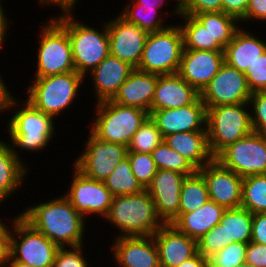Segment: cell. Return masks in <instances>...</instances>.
Here are the masks:
<instances>
[{"instance_id": "6da1fadb", "label": "cell", "mask_w": 266, "mask_h": 267, "mask_svg": "<svg viewBox=\"0 0 266 267\" xmlns=\"http://www.w3.org/2000/svg\"><path fill=\"white\" fill-rule=\"evenodd\" d=\"M19 215L60 248L84 245L86 219L64 195L26 207Z\"/></svg>"}, {"instance_id": "7a4b0ae2", "label": "cell", "mask_w": 266, "mask_h": 267, "mask_svg": "<svg viewBox=\"0 0 266 267\" xmlns=\"http://www.w3.org/2000/svg\"><path fill=\"white\" fill-rule=\"evenodd\" d=\"M75 6L76 4L55 5L61 13L54 16V19L68 33L75 71L86 77L110 54L109 34L106 22L102 23V29L99 30L76 20L73 16Z\"/></svg>"}, {"instance_id": "3957f363", "label": "cell", "mask_w": 266, "mask_h": 267, "mask_svg": "<svg viewBox=\"0 0 266 267\" xmlns=\"http://www.w3.org/2000/svg\"><path fill=\"white\" fill-rule=\"evenodd\" d=\"M20 99L19 101L11 95L7 103V111L10 113L12 109L13 115H10L7 123V132L9 134L11 142L9 143L12 147L13 153L21 158V154L18 151L24 150L28 152H37L45 150L49 143H52L55 131V122L52 116H49L42 111L36 109L27 100ZM22 103V104H21ZM21 104V105H20ZM23 106V107H21ZM19 152V153H18Z\"/></svg>"}, {"instance_id": "277c9868", "label": "cell", "mask_w": 266, "mask_h": 267, "mask_svg": "<svg viewBox=\"0 0 266 267\" xmlns=\"http://www.w3.org/2000/svg\"><path fill=\"white\" fill-rule=\"evenodd\" d=\"M106 222L117 231L113 238L123 236H153L164 225L147 190L131 195L113 196Z\"/></svg>"}, {"instance_id": "5b68a950", "label": "cell", "mask_w": 266, "mask_h": 267, "mask_svg": "<svg viewBox=\"0 0 266 267\" xmlns=\"http://www.w3.org/2000/svg\"><path fill=\"white\" fill-rule=\"evenodd\" d=\"M95 103L96 117L89 131L105 142L128 147L133 135L149 117L143 109L123 106L110 99Z\"/></svg>"}, {"instance_id": "8992f818", "label": "cell", "mask_w": 266, "mask_h": 267, "mask_svg": "<svg viewBox=\"0 0 266 267\" xmlns=\"http://www.w3.org/2000/svg\"><path fill=\"white\" fill-rule=\"evenodd\" d=\"M33 78V84L28 85V97L25 99L53 118L71 107L85 81V77L76 71Z\"/></svg>"}, {"instance_id": "52a82bcc", "label": "cell", "mask_w": 266, "mask_h": 267, "mask_svg": "<svg viewBox=\"0 0 266 267\" xmlns=\"http://www.w3.org/2000/svg\"><path fill=\"white\" fill-rule=\"evenodd\" d=\"M249 109V103L207 108V140L214 158L228 145L253 132Z\"/></svg>"}, {"instance_id": "ba28073f", "label": "cell", "mask_w": 266, "mask_h": 267, "mask_svg": "<svg viewBox=\"0 0 266 267\" xmlns=\"http://www.w3.org/2000/svg\"><path fill=\"white\" fill-rule=\"evenodd\" d=\"M183 49L181 28L172 23L164 30L148 34L136 69L158 75L177 73Z\"/></svg>"}, {"instance_id": "9c48e42d", "label": "cell", "mask_w": 266, "mask_h": 267, "mask_svg": "<svg viewBox=\"0 0 266 267\" xmlns=\"http://www.w3.org/2000/svg\"><path fill=\"white\" fill-rule=\"evenodd\" d=\"M34 77H46L75 71L67 31L54 19L41 27Z\"/></svg>"}, {"instance_id": "30bf717a", "label": "cell", "mask_w": 266, "mask_h": 267, "mask_svg": "<svg viewBox=\"0 0 266 267\" xmlns=\"http://www.w3.org/2000/svg\"><path fill=\"white\" fill-rule=\"evenodd\" d=\"M16 216L10 222L9 256L32 267H52L60 247Z\"/></svg>"}, {"instance_id": "8fae6325", "label": "cell", "mask_w": 266, "mask_h": 267, "mask_svg": "<svg viewBox=\"0 0 266 267\" xmlns=\"http://www.w3.org/2000/svg\"><path fill=\"white\" fill-rule=\"evenodd\" d=\"M215 159L241 177L266 174V135L252 132L228 145Z\"/></svg>"}, {"instance_id": "7c38bea8", "label": "cell", "mask_w": 266, "mask_h": 267, "mask_svg": "<svg viewBox=\"0 0 266 267\" xmlns=\"http://www.w3.org/2000/svg\"><path fill=\"white\" fill-rule=\"evenodd\" d=\"M84 145V150L72 164L83 175L93 180L103 182L127 157L126 146L102 141L90 131Z\"/></svg>"}, {"instance_id": "4fadbf2b", "label": "cell", "mask_w": 266, "mask_h": 267, "mask_svg": "<svg viewBox=\"0 0 266 267\" xmlns=\"http://www.w3.org/2000/svg\"><path fill=\"white\" fill-rule=\"evenodd\" d=\"M70 187L63 195L85 219L88 216L104 218L112 204L113 194L104 182L90 179L73 166Z\"/></svg>"}, {"instance_id": "5bb4252c", "label": "cell", "mask_w": 266, "mask_h": 267, "mask_svg": "<svg viewBox=\"0 0 266 267\" xmlns=\"http://www.w3.org/2000/svg\"><path fill=\"white\" fill-rule=\"evenodd\" d=\"M251 95L245 74L225 62L200 93L206 108L249 103Z\"/></svg>"}, {"instance_id": "9a60e30c", "label": "cell", "mask_w": 266, "mask_h": 267, "mask_svg": "<svg viewBox=\"0 0 266 267\" xmlns=\"http://www.w3.org/2000/svg\"><path fill=\"white\" fill-rule=\"evenodd\" d=\"M109 20L106 21V26L110 55L137 68L149 33L128 22L121 15Z\"/></svg>"}, {"instance_id": "2e32d148", "label": "cell", "mask_w": 266, "mask_h": 267, "mask_svg": "<svg viewBox=\"0 0 266 267\" xmlns=\"http://www.w3.org/2000/svg\"><path fill=\"white\" fill-rule=\"evenodd\" d=\"M198 171L206 181L211 201L225 209L241 206L243 177L224 167L215 158Z\"/></svg>"}, {"instance_id": "e0dca14e", "label": "cell", "mask_w": 266, "mask_h": 267, "mask_svg": "<svg viewBox=\"0 0 266 267\" xmlns=\"http://www.w3.org/2000/svg\"><path fill=\"white\" fill-rule=\"evenodd\" d=\"M163 137L178 132L207 131V108L199 97L193 104L175 109H159L149 112Z\"/></svg>"}, {"instance_id": "ac0fdd59", "label": "cell", "mask_w": 266, "mask_h": 267, "mask_svg": "<svg viewBox=\"0 0 266 267\" xmlns=\"http://www.w3.org/2000/svg\"><path fill=\"white\" fill-rule=\"evenodd\" d=\"M185 177L176 171L158 169L146 188L164 224H171L179 216V198Z\"/></svg>"}, {"instance_id": "d6986e66", "label": "cell", "mask_w": 266, "mask_h": 267, "mask_svg": "<svg viewBox=\"0 0 266 267\" xmlns=\"http://www.w3.org/2000/svg\"><path fill=\"white\" fill-rule=\"evenodd\" d=\"M224 62V51L183 49L177 73L201 93Z\"/></svg>"}, {"instance_id": "ffe728a7", "label": "cell", "mask_w": 266, "mask_h": 267, "mask_svg": "<svg viewBox=\"0 0 266 267\" xmlns=\"http://www.w3.org/2000/svg\"><path fill=\"white\" fill-rule=\"evenodd\" d=\"M111 251L119 267H160L153 236H123L113 239Z\"/></svg>"}, {"instance_id": "44dd1931", "label": "cell", "mask_w": 266, "mask_h": 267, "mask_svg": "<svg viewBox=\"0 0 266 267\" xmlns=\"http://www.w3.org/2000/svg\"><path fill=\"white\" fill-rule=\"evenodd\" d=\"M160 267H177L198 252L195 239L180 232L172 224H164L153 234Z\"/></svg>"}, {"instance_id": "7402d4cb", "label": "cell", "mask_w": 266, "mask_h": 267, "mask_svg": "<svg viewBox=\"0 0 266 267\" xmlns=\"http://www.w3.org/2000/svg\"><path fill=\"white\" fill-rule=\"evenodd\" d=\"M200 93L178 73L158 75L151 111L193 104Z\"/></svg>"}, {"instance_id": "603a6c76", "label": "cell", "mask_w": 266, "mask_h": 267, "mask_svg": "<svg viewBox=\"0 0 266 267\" xmlns=\"http://www.w3.org/2000/svg\"><path fill=\"white\" fill-rule=\"evenodd\" d=\"M157 80L158 74L135 68L110 100L123 106L137 107L149 113Z\"/></svg>"}, {"instance_id": "cb8c5ba5", "label": "cell", "mask_w": 266, "mask_h": 267, "mask_svg": "<svg viewBox=\"0 0 266 267\" xmlns=\"http://www.w3.org/2000/svg\"><path fill=\"white\" fill-rule=\"evenodd\" d=\"M134 69L127 62L109 54L88 73L91 75L96 102L111 99Z\"/></svg>"}, {"instance_id": "d4e9b609", "label": "cell", "mask_w": 266, "mask_h": 267, "mask_svg": "<svg viewBox=\"0 0 266 267\" xmlns=\"http://www.w3.org/2000/svg\"><path fill=\"white\" fill-rule=\"evenodd\" d=\"M240 27L232 41L224 48V61L229 66L244 73L248 66L266 51V42Z\"/></svg>"}, {"instance_id": "484cf974", "label": "cell", "mask_w": 266, "mask_h": 267, "mask_svg": "<svg viewBox=\"0 0 266 267\" xmlns=\"http://www.w3.org/2000/svg\"><path fill=\"white\" fill-rule=\"evenodd\" d=\"M225 210L224 207L209 200L196 211L179 213V216L171 224L183 234L198 241L211 228L220 223Z\"/></svg>"}, {"instance_id": "4316f807", "label": "cell", "mask_w": 266, "mask_h": 267, "mask_svg": "<svg viewBox=\"0 0 266 267\" xmlns=\"http://www.w3.org/2000/svg\"><path fill=\"white\" fill-rule=\"evenodd\" d=\"M164 142L197 170L214 158L208 147L207 131L178 132L164 137Z\"/></svg>"}, {"instance_id": "83f0119b", "label": "cell", "mask_w": 266, "mask_h": 267, "mask_svg": "<svg viewBox=\"0 0 266 267\" xmlns=\"http://www.w3.org/2000/svg\"><path fill=\"white\" fill-rule=\"evenodd\" d=\"M4 141V142H3ZM25 164V165H24ZM28 163H24L5 140H0V203H4L19 190L26 179ZM4 201V202H3Z\"/></svg>"}, {"instance_id": "f1b7e54d", "label": "cell", "mask_w": 266, "mask_h": 267, "mask_svg": "<svg viewBox=\"0 0 266 267\" xmlns=\"http://www.w3.org/2000/svg\"><path fill=\"white\" fill-rule=\"evenodd\" d=\"M193 16L211 35L212 51H224V48L232 41L235 32L242 25L238 26L240 22L223 11L199 13Z\"/></svg>"}, {"instance_id": "f546056e", "label": "cell", "mask_w": 266, "mask_h": 267, "mask_svg": "<svg viewBox=\"0 0 266 267\" xmlns=\"http://www.w3.org/2000/svg\"><path fill=\"white\" fill-rule=\"evenodd\" d=\"M252 221L253 214L242 207L226 209L220 220L223 226V243H249L252 238Z\"/></svg>"}, {"instance_id": "4dcf8cb0", "label": "cell", "mask_w": 266, "mask_h": 267, "mask_svg": "<svg viewBox=\"0 0 266 267\" xmlns=\"http://www.w3.org/2000/svg\"><path fill=\"white\" fill-rule=\"evenodd\" d=\"M124 8L118 15L120 14L128 22L139 26L148 33L158 32L170 26L165 23L167 22L165 21L166 14L163 15V10L159 13L160 10L155 6L136 4L131 0Z\"/></svg>"}, {"instance_id": "1f68e13d", "label": "cell", "mask_w": 266, "mask_h": 267, "mask_svg": "<svg viewBox=\"0 0 266 267\" xmlns=\"http://www.w3.org/2000/svg\"><path fill=\"white\" fill-rule=\"evenodd\" d=\"M210 200L206 181L197 170L194 174L186 176L179 198V213L196 211Z\"/></svg>"}, {"instance_id": "d6a6232c", "label": "cell", "mask_w": 266, "mask_h": 267, "mask_svg": "<svg viewBox=\"0 0 266 267\" xmlns=\"http://www.w3.org/2000/svg\"><path fill=\"white\" fill-rule=\"evenodd\" d=\"M240 207L252 214L266 213V174L243 177Z\"/></svg>"}, {"instance_id": "836d02e7", "label": "cell", "mask_w": 266, "mask_h": 267, "mask_svg": "<svg viewBox=\"0 0 266 267\" xmlns=\"http://www.w3.org/2000/svg\"><path fill=\"white\" fill-rule=\"evenodd\" d=\"M103 182L113 196L137 194L145 190L132 173L128 157Z\"/></svg>"}, {"instance_id": "e575fe53", "label": "cell", "mask_w": 266, "mask_h": 267, "mask_svg": "<svg viewBox=\"0 0 266 267\" xmlns=\"http://www.w3.org/2000/svg\"><path fill=\"white\" fill-rule=\"evenodd\" d=\"M178 18L183 19L179 26L183 34L184 49L212 51L211 35L194 16L180 14Z\"/></svg>"}, {"instance_id": "d590c367", "label": "cell", "mask_w": 266, "mask_h": 267, "mask_svg": "<svg viewBox=\"0 0 266 267\" xmlns=\"http://www.w3.org/2000/svg\"><path fill=\"white\" fill-rule=\"evenodd\" d=\"M151 156L157 169L176 171L185 176L192 175L197 171L190 162L171 149L164 141L151 152Z\"/></svg>"}, {"instance_id": "8d00e7d4", "label": "cell", "mask_w": 266, "mask_h": 267, "mask_svg": "<svg viewBox=\"0 0 266 267\" xmlns=\"http://www.w3.org/2000/svg\"><path fill=\"white\" fill-rule=\"evenodd\" d=\"M163 141L162 133L151 118L148 117L133 135L127 147L128 152L151 153Z\"/></svg>"}, {"instance_id": "74e56055", "label": "cell", "mask_w": 266, "mask_h": 267, "mask_svg": "<svg viewBox=\"0 0 266 267\" xmlns=\"http://www.w3.org/2000/svg\"><path fill=\"white\" fill-rule=\"evenodd\" d=\"M248 243L232 242L207 258L208 267H239L246 260Z\"/></svg>"}, {"instance_id": "f35d334b", "label": "cell", "mask_w": 266, "mask_h": 267, "mask_svg": "<svg viewBox=\"0 0 266 267\" xmlns=\"http://www.w3.org/2000/svg\"><path fill=\"white\" fill-rule=\"evenodd\" d=\"M127 157L130 161L132 173L141 186L146 189L158 170L151 153L127 152Z\"/></svg>"}, {"instance_id": "ab89813d", "label": "cell", "mask_w": 266, "mask_h": 267, "mask_svg": "<svg viewBox=\"0 0 266 267\" xmlns=\"http://www.w3.org/2000/svg\"><path fill=\"white\" fill-rule=\"evenodd\" d=\"M249 105L253 132L266 135V91L253 92Z\"/></svg>"}, {"instance_id": "60d3db41", "label": "cell", "mask_w": 266, "mask_h": 267, "mask_svg": "<svg viewBox=\"0 0 266 267\" xmlns=\"http://www.w3.org/2000/svg\"><path fill=\"white\" fill-rule=\"evenodd\" d=\"M250 91H266V51L244 72Z\"/></svg>"}, {"instance_id": "b9f144b4", "label": "cell", "mask_w": 266, "mask_h": 267, "mask_svg": "<svg viewBox=\"0 0 266 267\" xmlns=\"http://www.w3.org/2000/svg\"><path fill=\"white\" fill-rule=\"evenodd\" d=\"M223 242V226L219 223L197 241L198 252L207 259L226 246Z\"/></svg>"}, {"instance_id": "7bdbcfd3", "label": "cell", "mask_w": 266, "mask_h": 267, "mask_svg": "<svg viewBox=\"0 0 266 267\" xmlns=\"http://www.w3.org/2000/svg\"><path fill=\"white\" fill-rule=\"evenodd\" d=\"M84 245L78 247L60 248L56 254L52 267H89L84 256Z\"/></svg>"}, {"instance_id": "ee69618b", "label": "cell", "mask_w": 266, "mask_h": 267, "mask_svg": "<svg viewBox=\"0 0 266 267\" xmlns=\"http://www.w3.org/2000/svg\"><path fill=\"white\" fill-rule=\"evenodd\" d=\"M206 12H222V0H180V13L195 15Z\"/></svg>"}, {"instance_id": "f6af8a7d", "label": "cell", "mask_w": 266, "mask_h": 267, "mask_svg": "<svg viewBox=\"0 0 266 267\" xmlns=\"http://www.w3.org/2000/svg\"><path fill=\"white\" fill-rule=\"evenodd\" d=\"M246 262L255 267H266V245L249 242L246 248Z\"/></svg>"}, {"instance_id": "bcb514c9", "label": "cell", "mask_w": 266, "mask_h": 267, "mask_svg": "<svg viewBox=\"0 0 266 267\" xmlns=\"http://www.w3.org/2000/svg\"><path fill=\"white\" fill-rule=\"evenodd\" d=\"M266 20V0H249L245 16L239 21L251 22L253 20Z\"/></svg>"}, {"instance_id": "7dc6e473", "label": "cell", "mask_w": 266, "mask_h": 267, "mask_svg": "<svg viewBox=\"0 0 266 267\" xmlns=\"http://www.w3.org/2000/svg\"><path fill=\"white\" fill-rule=\"evenodd\" d=\"M251 242L266 245V213L253 214Z\"/></svg>"}, {"instance_id": "c3c4849f", "label": "cell", "mask_w": 266, "mask_h": 267, "mask_svg": "<svg viewBox=\"0 0 266 267\" xmlns=\"http://www.w3.org/2000/svg\"><path fill=\"white\" fill-rule=\"evenodd\" d=\"M249 0H222V11L240 21L246 14Z\"/></svg>"}, {"instance_id": "681fc988", "label": "cell", "mask_w": 266, "mask_h": 267, "mask_svg": "<svg viewBox=\"0 0 266 267\" xmlns=\"http://www.w3.org/2000/svg\"><path fill=\"white\" fill-rule=\"evenodd\" d=\"M2 3L3 2H1V0H0V51L2 48H4L2 46L5 43V40H6L5 38L8 36L7 31L10 30L9 27H11L9 25L10 24L9 23V17H7L8 15L6 14V11H5Z\"/></svg>"}, {"instance_id": "f907efd6", "label": "cell", "mask_w": 266, "mask_h": 267, "mask_svg": "<svg viewBox=\"0 0 266 267\" xmlns=\"http://www.w3.org/2000/svg\"><path fill=\"white\" fill-rule=\"evenodd\" d=\"M136 4H141V5H149V6H155V8L161 10L160 8L162 7L163 8V5L166 3L169 2L168 0H133ZM176 3L174 4V10L172 9V14L170 15H173L174 16H180V0H174ZM173 2V0H172Z\"/></svg>"}, {"instance_id": "816d5d0a", "label": "cell", "mask_w": 266, "mask_h": 267, "mask_svg": "<svg viewBox=\"0 0 266 267\" xmlns=\"http://www.w3.org/2000/svg\"><path fill=\"white\" fill-rule=\"evenodd\" d=\"M10 89H8V86H6L5 80L3 81V78L0 74V113L7 111V103L8 99L11 96Z\"/></svg>"}, {"instance_id": "f5cc1de1", "label": "cell", "mask_w": 266, "mask_h": 267, "mask_svg": "<svg viewBox=\"0 0 266 267\" xmlns=\"http://www.w3.org/2000/svg\"><path fill=\"white\" fill-rule=\"evenodd\" d=\"M177 267H208L207 266V259L197 252L193 257L185 260Z\"/></svg>"}, {"instance_id": "db71d44e", "label": "cell", "mask_w": 266, "mask_h": 267, "mask_svg": "<svg viewBox=\"0 0 266 267\" xmlns=\"http://www.w3.org/2000/svg\"><path fill=\"white\" fill-rule=\"evenodd\" d=\"M10 237H0V265L9 258Z\"/></svg>"}, {"instance_id": "11a10c76", "label": "cell", "mask_w": 266, "mask_h": 267, "mask_svg": "<svg viewBox=\"0 0 266 267\" xmlns=\"http://www.w3.org/2000/svg\"><path fill=\"white\" fill-rule=\"evenodd\" d=\"M1 204V203H0ZM0 218V237H10L12 225H6V223Z\"/></svg>"}, {"instance_id": "9f6ffc18", "label": "cell", "mask_w": 266, "mask_h": 267, "mask_svg": "<svg viewBox=\"0 0 266 267\" xmlns=\"http://www.w3.org/2000/svg\"><path fill=\"white\" fill-rule=\"evenodd\" d=\"M6 263L9 265V267H32L30 265L15 261L10 256L8 260L6 261Z\"/></svg>"}, {"instance_id": "6f0895ef", "label": "cell", "mask_w": 266, "mask_h": 267, "mask_svg": "<svg viewBox=\"0 0 266 267\" xmlns=\"http://www.w3.org/2000/svg\"><path fill=\"white\" fill-rule=\"evenodd\" d=\"M78 0H52V5H59V4H76Z\"/></svg>"}, {"instance_id": "680465c9", "label": "cell", "mask_w": 266, "mask_h": 267, "mask_svg": "<svg viewBox=\"0 0 266 267\" xmlns=\"http://www.w3.org/2000/svg\"><path fill=\"white\" fill-rule=\"evenodd\" d=\"M39 1H38V3H40L41 6L44 5L46 7V5H50V6L52 5V0H39Z\"/></svg>"}, {"instance_id": "91938a15", "label": "cell", "mask_w": 266, "mask_h": 267, "mask_svg": "<svg viewBox=\"0 0 266 267\" xmlns=\"http://www.w3.org/2000/svg\"><path fill=\"white\" fill-rule=\"evenodd\" d=\"M239 267H255V266H253L252 264H249V263H247L246 261L243 263V264H241Z\"/></svg>"}, {"instance_id": "94428289", "label": "cell", "mask_w": 266, "mask_h": 267, "mask_svg": "<svg viewBox=\"0 0 266 267\" xmlns=\"http://www.w3.org/2000/svg\"><path fill=\"white\" fill-rule=\"evenodd\" d=\"M0 267H9L7 263L1 264Z\"/></svg>"}]
</instances>
